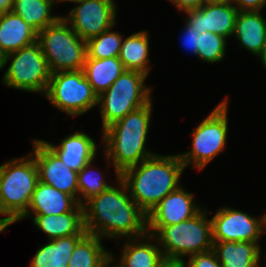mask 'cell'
<instances>
[{
    "instance_id": "cell-5",
    "label": "cell",
    "mask_w": 266,
    "mask_h": 267,
    "mask_svg": "<svg viewBox=\"0 0 266 267\" xmlns=\"http://www.w3.org/2000/svg\"><path fill=\"white\" fill-rule=\"evenodd\" d=\"M209 213L202 209L193 218L170 226L161 227L152 241H157L165 260L182 261L213 247L212 225Z\"/></svg>"
},
{
    "instance_id": "cell-16",
    "label": "cell",
    "mask_w": 266,
    "mask_h": 267,
    "mask_svg": "<svg viewBox=\"0 0 266 267\" xmlns=\"http://www.w3.org/2000/svg\"><path fill=\"white\" fill-rule=\"evenodd\" d=\"M67 212H83V205L71 195L39 181L27 211L17 221L30 215H59Z\"/></svg>"
},
{
    "instance_id": "cell-15",
    "label": "cell",
    "mask_w": 266,
    "mask_h": 267,
    "mask_svg": "<svg viewBox=\"0 0 266 267\" xmlns=\"http://www.w3.org/2000/svg\"><path fill=\"white\" fill-rule=\"evenodd\" d=\"M238 12L232 2H206L201 8L185 11V21L198 34L210 31L228 39L233 36Z\"/></svg>"
},
{
    "instance_id": "cell-18",
    "label": "cell",
    "mask_w": 266,
    "mask_h": 267,
    "mask_svg": "<svg viewBox=\"0 0 266 267\" xmlns=\"http://www.w3.org/2000/svg\"><path fill=\"white\" fill-rule=\"evenodd\" d=\"M38 32L16 15L0 14V53L4 57L37 41Z\"/></svg>"
},
{
    "instance_id": "cell-19",
    "label": "cell",
    "mask_w": 266,
    "mask_h": 267,
    "mask_svg": "<svg viewBox=\"0 0 266 267\" xmlns=\"http://www.w3.org/2000/svg\"><path fill=\"white\" fill-rule=\"evenodd\" d=\"M151 239L152 235L149 233L126 239L117 262L122 267H160L165 258L158 243L150 242Z\"/></svg>"
},
{
    "instance_id": "cell-1",
    "label": "cell",
    "mask_w": 266,
    "mask_h": 267,
    "mask_svg": "<svg viewBox=\"0 0 266 267\" xmlns=\"http://www.w3.org/2000/svg\"><path fill=\"white\" fill-rule=\"evenodd\" d=\"M116 182L119 186L112 184L83 204L84 229L101 239L120 240L147 234V214L131 198L125 183L120 178Z\"/></svg>"
},
{
    "instance_id": "cell-6",
    "label": "cell",
    "mask_w": 266,
    "mask_h": 267,
    "mask_svg": "<svg viewBox=\"0 0 266 267\" xmlns=\"http://www.w3.org/2000/svg\"><path fill=\"white\" fill-rule=\"evenodd\" d=\"M146 78L147 75L142 72L125 70L98 96L102 131L152 100L151 87L144 83Z\"/></svg>"
},
{
    "instance_id": "cell-7",
    "label": "cell",
    "mask_w": 266,
    "mask_h": 267,
    "mask_svg": "<svg viewBox=\"0 0 266 267\" xmlns=\"http://www.w3.org/2000/svg\"><path fill=\"white\" fill-rule=\"evenodd\" d=\"M42 53L51 73L82 70L87 57V41L81 39L62 16L38 32Z\"/></svg>"
},
{
    "instance_id": "cell-20",
    "label": "cell",
    "mask_w": 266,
    "mask_h": 267,
    "mask_svg": "<svg viewBox=\"0 0 266 267\" xmlns=\"http://www.w3.org/2000/svg\"><path fill=\"white\" fill-rule=\"evenodd\" d=\"M240 46L258 56L266 40V19L261 11H239L234 33Z\"/></svg>"
},
{
    "instance_id": "cell-41",
    "label": "cell",
    "mask_w": 266,
    "mask_h": 267,
    "mask_svg": "<svg viewBox=\"0 0 266 267\" xmlns=\"http://www.w3.org/2000/svg\"><path fill=\"white\" fill-rule=\"evenodd\" d=\"M206 2H213V3H217V2H232V0H205Z\"/></svg>"
},
{
    "instance_id": "cell-31",
    "label": "cell",
    "mask_w": 266,
    "mask_h": 267,
    "mask_svg": "<svg viewBox=\"0 0 266 267\" xmlns=\"http://www.w3.org/2000/svg\"><path fill=\"white\" fill-rule=\"evenodd\" d=\"M181 265L182 267H222L212 249L190 256L188 261L182 260Z\"/></svg>"
},
{
    "instance_id": "cell-4",
    "label": "cell",
    "mask_w": 266,
    "mask_h": 267,
    "mask_svg": "<svg viewBox=\"0 0 266 267\" xmlns=\"http://www.w3.org/2000/svg\"><path fill=\"white\" fill-rule=\"evenodd\" d=\"M39 174L31 154L0 165V215L11 225L27 211Z\"/></svg>"
},
{
    "instance_id": "cell-26",
    "label": "cell",
    "mask_w": 266,
    "mask_h": 267,
    "mask_svg": "<svg viewBox=\"0 0 266 267\" xmlns=\"http://www.w3.org/2000/svg\"><path fill=\"white\" fill-rule=\"evenodd\" d=\"M54 4V0H14L12 12L39 32L61 17L52 14Z\"/></svg>"
},
{
    "instance_id": "cell-34",
    "label": "cell",
    "mask_w": 266,
    "mask_h": 267,
    "mask_svg": "<svg viewBox=\"0 0 266 267\" xmlns=\"http://www.w3.org/2000/svg\"><path fill=\"white\" fill-rule=\"evenodd\" d=\"M175 7L182 12L201 8L206 1L205 0H169Z\"/></svg>"
},
{
    "instance_id": "cell-24",
    "label": "cell",
    "mask_w": 266,
    "mask_h": 267,
    "mask_svg": "<svg viewBox=\"0 0 266 267\" xmlns=\"http://www.w3.org/2000/svg\"><path fill=\"white\" fill-rule=\"evenodd\" d=\"M84 236L70 235L49 240L47 244L39 246L31 260L30 267H67L76 244Z\"/></svg>"
},
{
    "instance_id": "cell-28",
    "label": "cell",
    "mask_w": 266,
    "mask_h": 267,
    "mask_svg": "<svg viewBox=\"0 0 266 267\" xmlns=\"http://www.w3.org/2000/svg\"><path fill=\"white\" fill-rule=\"evenodd\" d=\"M109 29L87 41V57L104 59L119 57L123 36L117 31Z\"/></svg>"
},
{
    "instance_id": "cell-11",
    "label": "cell",
    "mask_w": 266,
    "mask_h": 267,
    "mask_svg": "<svg viewBox=\"0 0 266 267\" xmlns=\"http://www.w3.org/2000/svg\"><path fill=\"white\" fill-rule=\"evenodd\" d=\"M213 242H255L266 231V213L259 218L231 207H220L211 218Z\"/></svg>"
},
{
    "instance_id": "cell-42",
    "label": "cell",
    "mask_w": 266,
    "mask_h": 267,
    "mask_svg": "<svg viewBox=\"0 0 266 267\" xmlns=\"http://www.w3.org/2000/svg\"><path fill=\"white\" fill-rule=\"evenodd\" d=\"M1 69H4V68H3V56L0 53V70Z\"/></svg>"
},
{
    "instance_id": "cell-22",
    "label": "cell",
    "mask_w": 266,
    "mask_h": 267,
    "mask_svg": "<svg viewBox=\"0 0 266 267\" xmlns=\"http://www.w3.org/2000/svg\"><path fill=\"white\" fill-rule=\"evenodd\" d=\"M33 225L43 231L49 240L70 235H86L83 212H67L59 215H32Z\"/></svg>"
},
{
    "instance_id": "cell-40",
    "label": "cell",
    "mask_w": 266,
    "mask_h": 267,
    "mask_svg": "<svg viewBox=\"0 0 266 267\" xmlns=\"http://www.w3.org/2000/svg\"><path fill=\"white\" fill-rule=\"evenodd\" d=\"M71 2V3H77V2H80V1H83V0H54V2Z\"/></svg>"
},
{
    "instance_id": "cell-2",
    "label": "cell",
    "mask_w": 266,
    "mask_h": 267,
    "mask_svg": "<svg viewBox=\"0 0 266 267\" xmlns=\"http://www.w3.org/2000/svg\"><path fill=\"white\" fill-rule=\"evenodd\" d=\"M184 170L179 154H155L127 168L120 174V179L134 202L148 214L166 195L180 186Z\"/></svg>"
},
{
    "instance_id": "cell-27",
    "label": "cell",
    "mask_w": 266,
    "mask_h": 267,
    "mask_svg": "<svg viewBox=\"0 0 266 267\" xmlns=\"http://www.w3.org/2000/svg\"><path fill=\"white\" fill-rule=\"evenodd\" d=\"M97 235L86 234L75 246L67 267H101L111 252Z\"/></svg>"
},
{
    "instance_id": "cell-23",
    "label": "cell",
    "mask_w": 266,
    "mask_h": 267,
    "mask_svg": "<svg viewBox=\"0 0 266 267\" xmlns=\"http://www.w3.org/2000/svg\"><path fill=\"white\" fill-rule=\"evenodd\" d=\"M83 72L94 93L99 96L126 70L119 57L86 58Z\"/></svg>"
},
{
    "instance_id": "cell-3",
    "label": "cell",
    "mask_w": 266,
    "mask_h": 267,
    "mask_svg": "<svg viewBox=\"0 0 266 267\" xmlns=\"http://www.w3.org/2000/svg\"><path fill=\"white\" fill-rule=\"evenodd\" d=\"M152 105L151 100L102 131L106 163L114 166L117 178L127 168L156 154L146 149Z\"/></svg>"
},
{
    "instance_id": "cell-30",
    "label": "cell",
    "mask_w": 266,
    "mask_h": 267,
    "mask_svg": "<svg viewBox=\"0 0 266 267\" xmlns=\"http://www.w3.org/2000/svg\"><path fill=\"white\" fill-rule=\"evenodd\" d=\"M197 57L207 63H218L225 58L227 39L219 34L206 31L199 34Z\"/></svg>"
},
{
    "instance_id": "cell-12",
    "label": "cell",
    "mask_w": 266,
    "mask_h": 267,
    "mask_svg": "<svg viewBox=\"0 0 266 267\" xmlns=\"http://www.w3.org/2000/svg\"><path fill=\"white\" fill-rule=\"evenodd\" d=\"M70 12L62 17L70 23L73 31L84 41L98 36L102 32L113 29L116 23L114 0H83L77 2Z\"/></svg>"
},
{
    "instance_id": "cell-38",
    "label": "cell",
    "mask_w": 266,
    "mask_h": 267,
    "mask_svg": "<svg viewBox=\"0 0 266 267\" xmlns=\"http://www.w3.org/2000/svg\"><path fill=\"white\" fill-rule=\"evenodd\" d=\"M257 58H259V60H261L260 62L262 63L263 67H265V69H266V40H265V43L263 45V49H262L261 53L257 56Z\"/></svg>"
},
{
    "instance_id": "cell-36",
    "label": "cell",
    "mask_w": 266,
    "mask_h": 267,
    "mask_svg": "<svg viewBox=\"0 0 266 267\" xmlns=\"http://www.w3.org/2000/svg\"><path fill=\"white\" fill-rule=\"evenodd\" d=\"M114 258V254H110V256L103 262V264L101 265V267H122L120 264L116 263V264H112L115 262Z\"/></svg>"
},
{
    "instance_id": "cell-33",
    "label": "cell",
    "mask_w": 266,
    "mask_h": 267,
    "mask_svg": "<svg viewBox=\"0 0 266 267\" xmlns=\"http://www.w3.org/2000/svg\"><path fill=\"white\" fill-rule=\"evenodd\" d=\"M238 11H261L266 5V0H232Z\"/></svg>"
},
{
    "instance_id": "cell-35",
    "label": "cell",
    "mask_w": 266,
    "mask_h": 267,
    "mask_svg": "<svg viewBox=\"0 0 266 267\" xmlns=\"http://www.w3.org/2000/svg\"><path fill=\"white\" fill-rule=\"evenodd\" d=\"M14 0H0V14L12 11Z\"/></svg>"
},
{
    "instance_id": "cell-13",
    "label": "cell",
    "mask_w": 266,
    "mask_h": 267,
    "mask_svg": "<svg viewBox=\"0 0 266 267\" xmlns=\"http://www.w3.org/2000/svg\"><path fill=\"white\" fill-rule=\"evenodd\" d=\"M33 153L38 168L39 181L65 192L78 201V172L70 169L41 140L33 141Z\"/></svg>"
},
{
    "instance_id": "cell-29",
    "label": "cell",
    "mask_w": 266,
    "mask_h": 267,
    "mask_svg": "<svg viewBox=\"0 0 266 267\" xmlns=\"http://www.w3.org/2000/svg\"><path fill=\"white\" fill-rule=\"evenodd\" d=\"M93 161L88 162L79 172H78V203L83 205L91 197L99 195L101 192L110 188L103 175L94 171ZM100 174V175H99ZM102 175V176H101Z\"/></svg>"
},
{
    "instance_id": "cell-10",
    "label": "cell",
    "mask_w": 266,
    "mask_h": 267,
    "mask_svg": "<svg viewBox=\"0 0 266 267\" xmlns=\"http://www.w3.org/2000/svg\"><path fill=\"white\" fill-rule=\"evenodd\" d=\"M44 96L68 116H81L98 106V96L85 78L83 70L51 73Z\"/></svg>"
},
{
    "instance_id": "cell-32",
    "label": "cell",
    "mask_w": 266,
    "mask_h": 267,
    "mask_svg": "<svg viewBox=\"0 0 266 267\" xmlns=\"http://www.w3.org/2000/svg\"><path fill=\"white\" fill-rule=\"evenodd\" d=\"M199 34L196 32L195 28L192 26H189L185 22V28L181 37V45L184 47V49L189 50L192 52V54L197 56V50H198V41H199Z\"/></svg>"
},
{
    "instance_id": "cell-8",
    "label": "cell",
    "mask_w": 266,
    "mask_h": 267,
    "mask_svg": "<svg viewBox=\"0 0 266 267\" xmlns=\"http://www.w3.org/2000/svg\"><path fill=\"white\" fill-rule=\"evenodd\" d=\"M227 98L222 100L194 129L191 150L179 153L185 169L193 164L198 171L202 170L226 149L229 104Z\"/></svg>"
},
{
    "instance_id": "cell-17",
    "label": "cell",
    "mask_w": 266,
    "mask_h": 267,
    "mask_svg": "<svg viewBox=\"0 0 266 267\" xmlns=\"http://www.w3.org/2000/svg\"><path fill=\"white\" fill-rule=\"evenodd\" d=\"M70 169L79 172L88 162L94 161L97 144L84 131L70 134L54 145L42 140Z\"/></svg>"
},
{
    "instance_id": "cell-9",
    "label": "cell",
    "mask_w": 266,
    "mask_h": 267,
    "mask_svg": "<svg viewBox=\"0 0 266 267\" xmlns=\"http://www.w3.org/2000/svg\"><path fill=\"white\" fill-rule=\"evenodd\" d=\"M2 82L9 88L38 92L44 96L51 71L38 41L3 57V68L8 62Z\"/></svg>"
},
{
    "instance_id": "cell-14",
    "label": "cell",
    "mask_w": 266,
    "mask_h": 267,
    "mask_svg": "<svg viewBox=\"0 0 266 267\" xmlns=\"http://www.w3.org/2000/svg\"><path fill=\"white\" fill-rule=\"evenodd\" d=\"M201 210L202 207L194 201L193 193L186 192L180 185L147 214L148 233L154 235L163 226L189 220Z\"/></svg>"
},
{
    "instance_id": "cell-37",
    "label": "cell",
    "mask_w": 266,
    "mask_h": 267,
    "mask_svg": "<svg viewBox=\"0 0 266 267\" xmlns=\"http://www.w3.org/2000/svg\"><path fill=\"white\" fill-rule=\"evenodd\" d=\"M160 267H182L181 261L165 260Z\"/></svg>"
},
{
    "instance_id": "cell-39",
    "label": "cell",
    "mask_w": 266,
    "mask_h": 267,
    "mask_svg": "<svg viewBox=\"0 0 266 267\" xmlns=\"http://www.w3.org/2000/svg\"><path fill=\"white\" fill-rule=\"evenodd\" d=\"M11 224L5 220V218H0V233H2Z\"/></svg>"
},
{
    "instance_id": "cell-21",
    "label": "cell",
    "mask_w": 266,
    "mask_h": 267,
    "mask_svg": "<svg viewBox=\"0 0 266 267\" xmlns=\"http://www.w3.org/2000/svg\"><path fill=\"white\" fill-rule=\"evenodd\" d=\"M215 252L222 267H262L261 248L255 242H213Z\"/></svg>"
},
{
    "instance_id": "cell-25",
    "label": "cell",
    "mask_w": 266,
    "mask_h": 267,
    "mask_svg": "<svg viewBox=\"0 0 266 267\" xmlns=\"http://www.w3.org/2000/svg\"><path fill=\"white\" fill-rule=\"evenodd\" d=\"M149 34L147 31L136 32L123 39L119 59L126 70L150 73Z\"/></svg>"
}]
</instances>
